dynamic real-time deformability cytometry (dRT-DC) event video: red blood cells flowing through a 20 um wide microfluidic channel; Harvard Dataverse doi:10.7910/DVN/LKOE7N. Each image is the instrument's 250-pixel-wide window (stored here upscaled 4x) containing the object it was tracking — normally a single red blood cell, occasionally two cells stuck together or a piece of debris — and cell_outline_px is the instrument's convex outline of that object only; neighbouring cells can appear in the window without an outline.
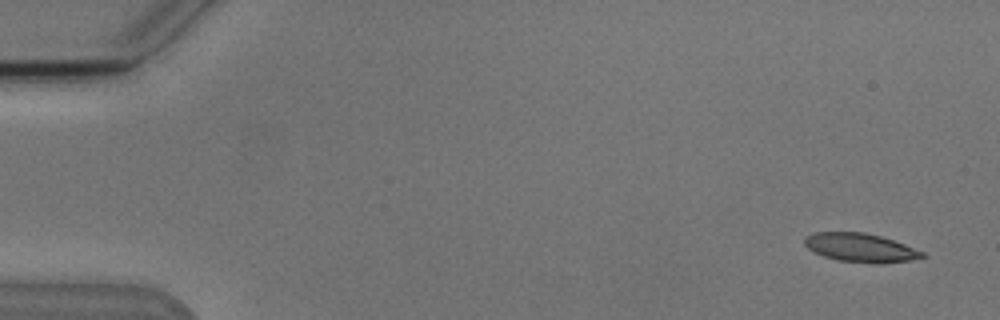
{"species": "Egyptian fruit bat (a non-hibernating species)", "species_latin": "Rousettus aegyptiacus", "temperature_condition": "cold", "stored_images_in_passage": 4, "camera_frame_rate_fps": 3000, "um_per_image_px": 0.085, "animal": {"sex": "male"}, "frame": {"image": 1, "passage_image": 1, "time_ms": 0.0, "image_size_px": [1000, 320], "cell_outline_px": [[928, 256], [908, 260], [880, 264], [876, 264], [840, 260], [824, 256], [808, 248], [804, 244], [804, 236], [816, 232], [864, 232], [880, 236], [904, 244], [924, 252]], "centroid_in_image_um": [73.14, 21.05], "position_along_channel_um": 11.9, "area_um2": 19.54}}
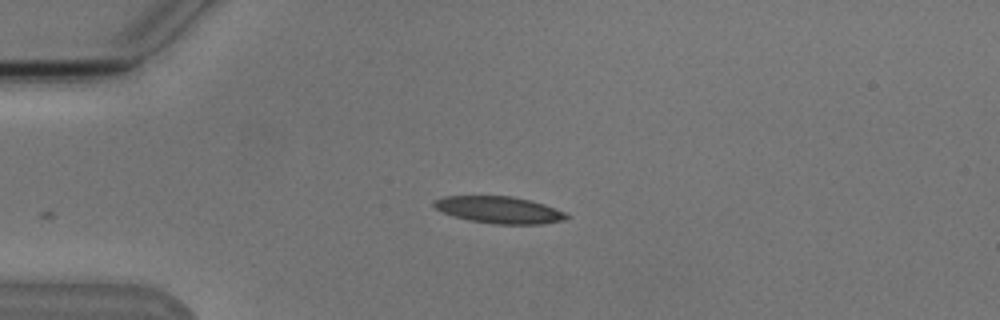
{"frame": {"image": 2, "passage_image": 4, "time_ms": 3.667, "image_size_px": [1000, 320], "cell_outline_px": [[572, 216], [564, 220], [540, 224], [496, 224], [468, 220], [452, 216], [436, 208], [432, 204], [432, 200], [444, 196], [512, 196], [532, 200], [544, 204], [564, 212]], "centroid_in_image_um": [42.42, 17.83], "position_along_channel_um": 42.6, "area_um2": 20.87}}